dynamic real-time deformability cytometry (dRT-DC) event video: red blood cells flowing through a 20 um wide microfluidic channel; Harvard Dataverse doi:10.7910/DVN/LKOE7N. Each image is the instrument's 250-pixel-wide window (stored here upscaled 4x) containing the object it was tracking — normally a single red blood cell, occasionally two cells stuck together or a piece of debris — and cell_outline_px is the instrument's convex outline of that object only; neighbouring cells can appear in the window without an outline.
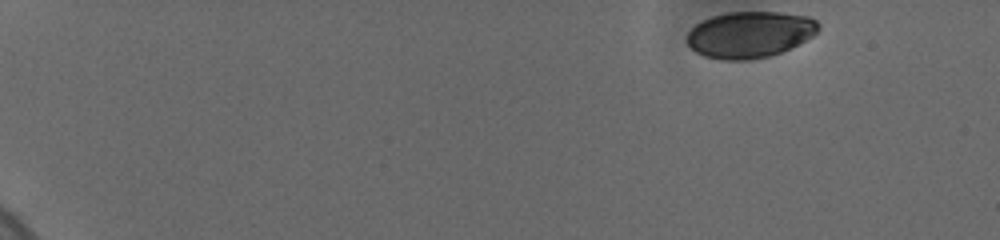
{"species": "human", "species_latin": "Homo sapiens", "temperature_condition": "cold", "stored_images_in_passage": 27, "camera_frame_rate_fps": 3000, "um_per_image_px": 0.085, "donor": {"sex": "female"}, "frame": {"image": 1, "passage_image": 1, "time_ms": 0.0, "image_size_px": [1000, 240], "cell_outline_px": [[820, 28], [812, 36], [780, 52], [768, 56], [748, 60], [720, 60], [704, 56], [696, 52], [688, 44], [688, 32], [696, 24], [712, 16], [728, 12], [780, 12], [808, 16], [816, 20]], "centroid_in_image_um": [63.72, 2.93], "position_along_channel_um": 21.3, "area_um2": 35.2}}
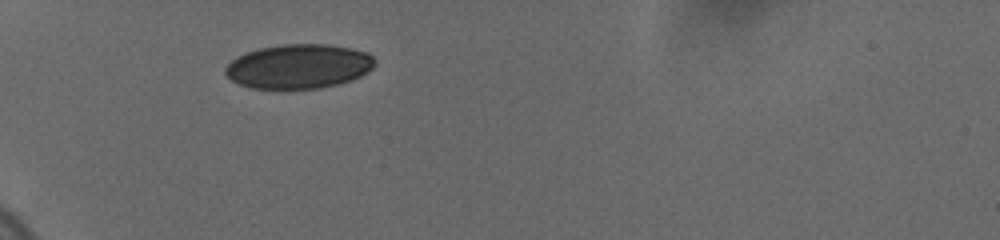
{"frame": {"image": 2, "passage_image": 22, "time_ms": 4.667, "image_size_px": [1000, 240], "cell_outline_px": [[376, 64], [368, 72], [352, 80], [320, 88], [252, 88], [240, 84], [232, 80], [224, 72], [224, 68], [236, 56], [260, 48], [280, 44], [328, 44], [352, 48], [368, 52], [376, 60]], "centroid_in_image_um": [25.42, 5.63], "position_along_channel_um": 59.6, "area_um2": 38.67}}
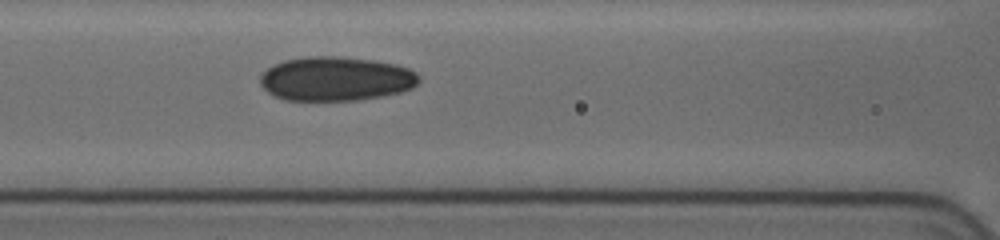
{"frame": {"image": 3, "passage_image": 27, "time_ms": 7.333, "image_size_px": [1000, 240], "cell_outline_px": [[420, 80], [412, 88], [400, 92], [384, 96], [356, 100], [284, 100], [268, 92], [260, 84], [260, 76], [268, 68], [284, 60], [308, 56], [336, 56], [372, 60], [396, 64], [408, 68], [416, 72], [420, 76]], "centroid_in_image_um": [28.57, 6.7], "position_along_channel_um": 138.0, "area_um2": 40.86}}